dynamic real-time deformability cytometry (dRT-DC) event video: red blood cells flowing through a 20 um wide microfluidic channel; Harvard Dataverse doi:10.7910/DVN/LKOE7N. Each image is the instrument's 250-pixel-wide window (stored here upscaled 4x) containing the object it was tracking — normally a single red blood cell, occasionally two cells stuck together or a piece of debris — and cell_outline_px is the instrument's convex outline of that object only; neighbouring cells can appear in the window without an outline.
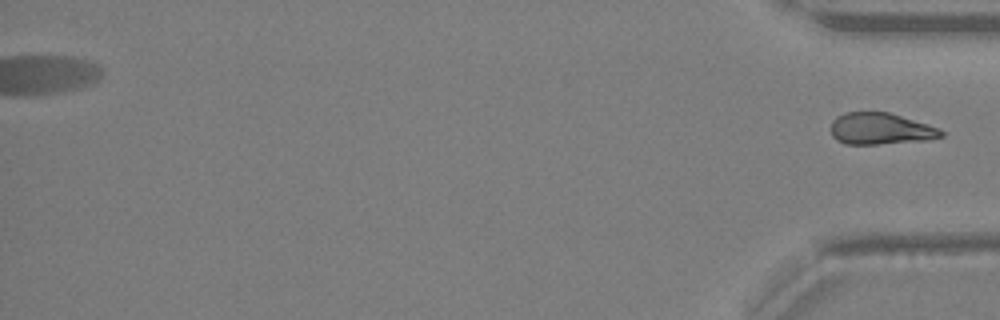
{"species": "Egyptian fruit bat (a non-hibernating species)", "species_latin": "Rousettus aegyptiacus", "temperature_condition": "warm", "stored_images_in_passage": 45, "segment_of_instrument_passage": [2, 2], "camera_frame_rate_fps": 3000, "um_per_image_px": 0.085, "animal": {"sex": "female"}, "frame": {"image": 1, "passage_image": 45, "time_ms": 14.667, "image_size_px": [1000, 320], "cell_outline_px": [[944, 136], [924, 140], [876, 144], [844, 144], [836, 140], [832, 136], [832, 120], [836, 116], [844, 112], [888, 112], [940, 128], [944, 132]], "centroid_in_image_um": [74.82, 10.94], "position_along_channel_um": 360.4, "area_um2": 20.23}}